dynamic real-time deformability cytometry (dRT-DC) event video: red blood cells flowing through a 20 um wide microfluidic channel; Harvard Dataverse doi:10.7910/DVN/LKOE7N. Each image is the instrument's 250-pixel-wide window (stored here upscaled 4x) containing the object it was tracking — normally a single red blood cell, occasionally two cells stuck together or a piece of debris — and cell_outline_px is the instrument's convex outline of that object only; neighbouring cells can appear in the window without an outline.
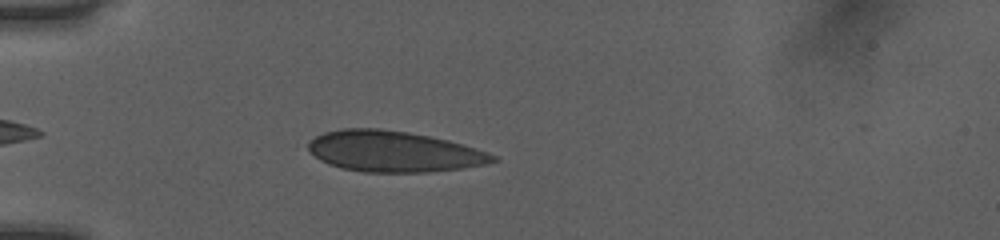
{"species": "human", "species_latin": "Homo sapiens", "temperature_condition": "room temperature", "stored_images_in_passage": 40, "camera_frame_rate_fps": 3000, "um_per_image_px": 0.085, "donor": {"sex": "female"}, "frame": {"image": 1, "passage_image": 4, "time_ms": 1.0, "image_size_px": [1000, 240], "cell_outline_px": [[500, 160], [488, 164], [464, 168], [428, 172], [364, 172], [340, 168], [328, 164], [320, 160], [308, 152], [308, 144], [316, 136], [324, 132], [344, 128], [380, 128], [408, 132], [448, 140], [476, 148], [496, 156]], "centroid_in_image_um": [33.46, 12.88], "position_along_channel_um": 51.5, "area_um2": 44.16}}
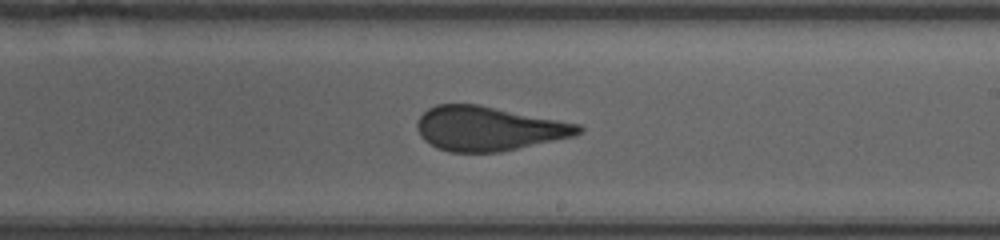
{"frame": {"image": 2, "passage_image": 20, "time_ms": 6.333, "image_size_px": [1000, 240], "cell_outline_px": [[584, 128], [580, 132], [572, 136], [500, 152], [448, 152], [424, 140], [420, 136], [416, 128], [416, 124], [420, 116], [428, 108], [436, 104], [480, 104], [580, 124]], "centroid_in_image_um": [41.5, 10.91], "position_along_channel_um": 247.5, "area_um2": 41.5}}
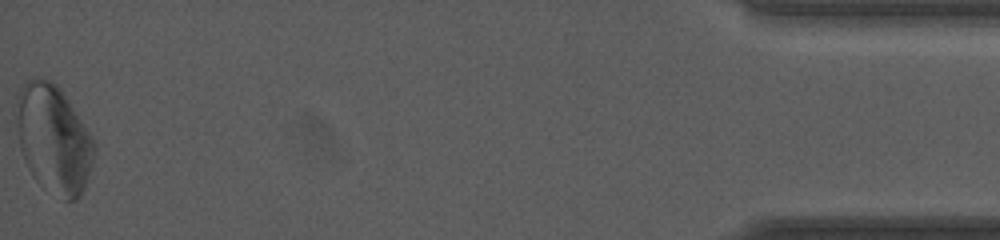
{"frame": {"image": 3, "passage_image": 40, "time_ms": 13.0, "image_size_px": [1000, 240], "cell_outline_px": [[96, 148], [84, 188], [80, 196], [76, 200], [64, 200], [40, 184], [32, 176], [24, 160], [20, 148], [16, 124], [16, 96], [20, 88], [28, 80], [36, 76], [40, 76], [52, 80], [60, 88], [92, 136], [96, 144]], "centroid_in_image_um": [4.53, 11.78], "position_along_channel_um": 430.7, "area_um2": 49.19}, "authors_computed_cell_mechanics": {"area_um2": 42.4541, "velocity_mm_per_s": 4.0367, "shape_relaxation_time_tau1_ms": 9.1207, "shape_relaxation_time_tau2_ms": null, "deformation_change_tau1": 0.1946, "deformation_change_tau2": null}}